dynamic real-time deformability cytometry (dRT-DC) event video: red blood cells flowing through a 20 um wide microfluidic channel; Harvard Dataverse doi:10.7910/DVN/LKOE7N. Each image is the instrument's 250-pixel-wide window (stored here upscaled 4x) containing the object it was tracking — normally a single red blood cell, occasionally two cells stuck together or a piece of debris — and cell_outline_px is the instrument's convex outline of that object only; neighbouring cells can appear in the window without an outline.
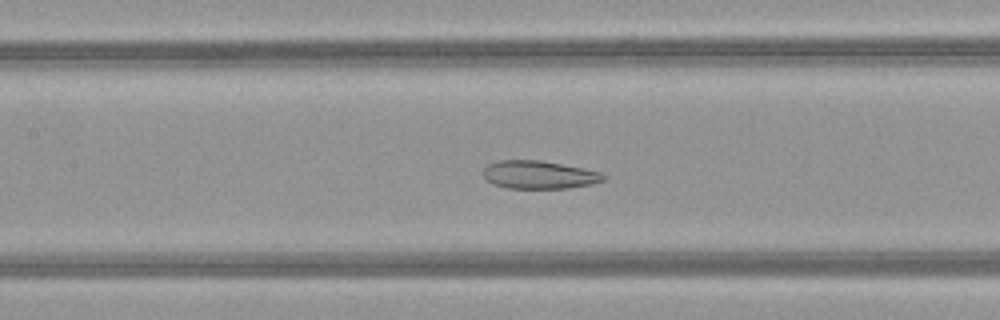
{"species": "common noctule bat (a hibernating species)", "species_latin": "Nyctalus noctula", "temperature_condition": "warm", "stored_images_in_passage": 51, "camera_frame_rate_fps": 3000, "um_per_image_px": 0.085, "animal": {"sex": "female", "body_mass_g": 21.9}, "frame": {"image": 1, "passage_image": 24, "time_ms": 7.667, "image_size_px": [1000, 320], "cell_outline_px": [[608, 176], [604, 180], [592, 184], [568, 188], [508, 188], [492, 184], [484, 180], [484, 168], [488, 164], [500, 160], [540, 160], [584, 168], [604, 172]], "centroid_in_image_um": [45.85, 14.85], "position_along_channel_um": 161.5, "area_um2": 19.88}}
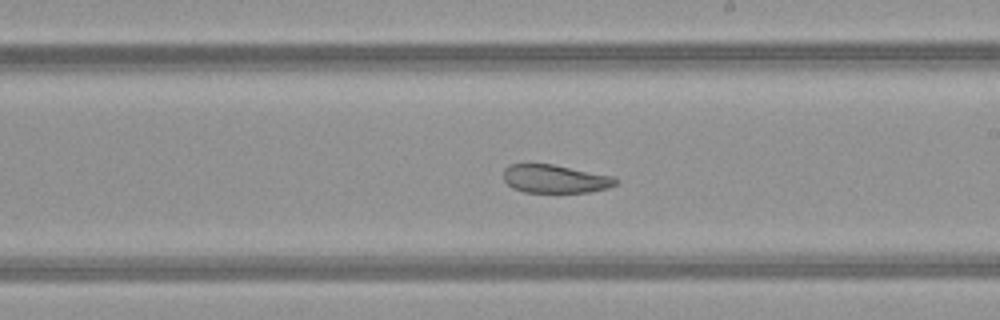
{"frame": {"image": 2, "passage_image": 30, "time_ms": 9.667, "image_size_px": [1000, 320], "cell_outline_px": [[616, 184], [608, 188], [588, 192], [524, 192], [512, 188], [504, 180], [504, 168], [508, 164], [552, 164], [616, 176]], "centroid_in_image_um": [47.18, 15.2], "position_along_channel_um": 241.8, "area_um2": 18.55}}
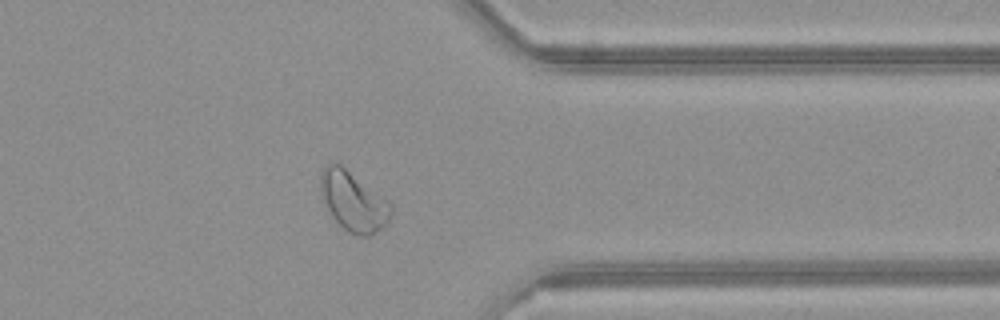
{"frame": {"image": 3, "passage_image": 41, "time_ms": 13.333, "image_size_px": [1000, 320], "cell_outline_px": [[392, 212], [388, 224], [376, 232], [368, 236], [356, 236], [348, 232], [332, 216], [324, 204], [320, 196], [320, 172], [332, 160], [340, 164], [388, 200], [392, 204]], "centroid_in_image_um": [30.02, 17.11], "position_along_channel_um": 381.4, "area_um2": 24.68}, "authors_computed_cell_mechanics": {"area_um2": 26.5302, "velocity_mm_per_s": 4.0333, "shape_relaxation_time_tau1_ms": null, "shape_relaxation_time_tau2_ms": 2.4109, "deformation_change_tau1": null, "deformation_change_tau2": 0.0865}}